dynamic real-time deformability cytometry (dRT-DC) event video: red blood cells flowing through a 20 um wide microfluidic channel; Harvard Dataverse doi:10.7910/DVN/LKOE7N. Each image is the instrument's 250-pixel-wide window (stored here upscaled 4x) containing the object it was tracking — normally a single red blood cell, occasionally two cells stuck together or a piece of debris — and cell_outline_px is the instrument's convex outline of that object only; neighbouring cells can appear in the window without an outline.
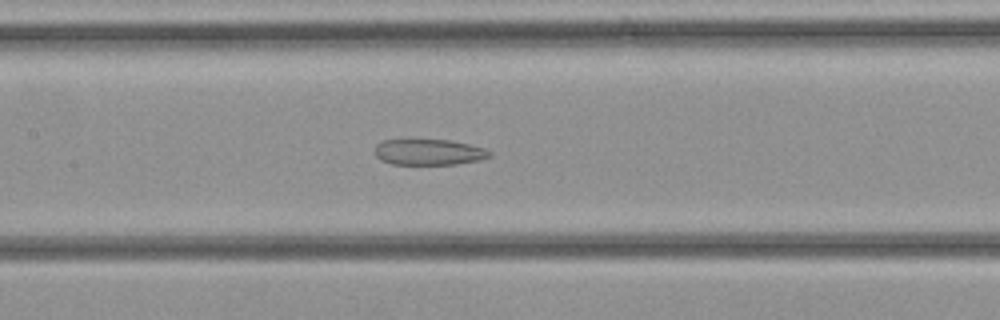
{"species": "common noctule bat (a hibernating species)", "species_latin": "Nyctalus noctula", "temperature_condition": "cold", "stored_images_in_passage": 30, "camera_frame_rate_fps": 3000, "um_per_image_px": 0.085, "animal": {"sex": "female", "body_mass_g": 21.9}, "frame": {"image": 1, "passage_image": 11, "time_ms": 3.333, "image_size_px": [1000, 320], "cell_outline_px": [[492, 156], [480, 160], [456, 164], [392, 164], [380, 160], [376, 156], [376, 144], [384, 140], [452, 140], [484, 148], [492, 152]], "centroid_in_image_um": [36.48, 12.93], "position_along_channel_um": 170.9, "area_um2": 17.28}}
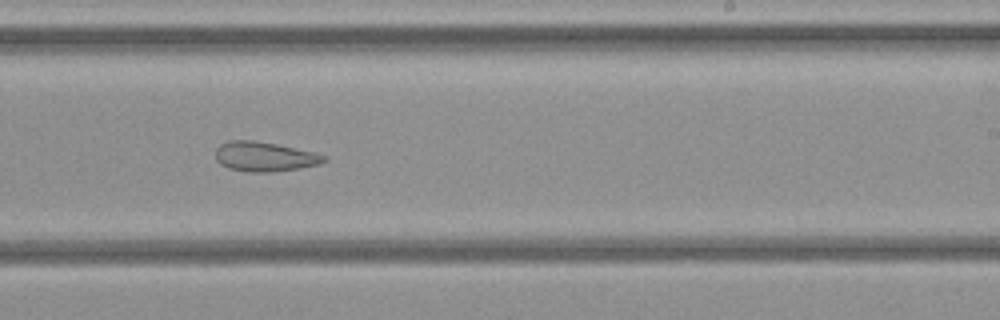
{"frame": {"image": 2, "passage_image": 16, "time_ms": 5.0, "image_size_px": [1000, 320], "cell_outline_px": [[328, 160], [320, 164], [300, 168], [272, 172], [244, 172], [228, 168], [220, 164], [216, 160], [216, 148], [220, 144], [228, 140], [252, 140], [276, 144], [312, 152], [328, 156]], "centroid_in_image_um": [22.47, 13.32], "position_along_channel_um": 266.5, "area_um2": 18.84}}
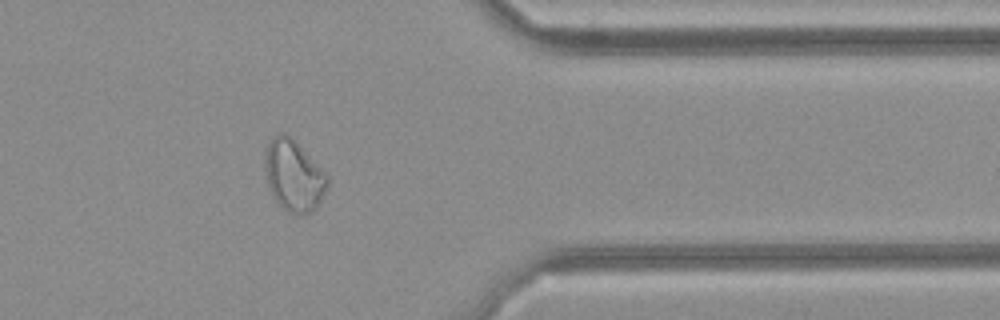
{"frame": {"image": 3, "passage_image": 23, "time_ms": 7.333, "image_size_px": [1000, 320], "cell_outline_px": [[328, 184], [316, 208], [312, 212], [300, 216], [296, 216], [288, 212], [272, 196], [264, 172], [264, 152], [268, 144], [276, 136], [284, 132], [292, 136], [328, 176]], "centroid_in_image_um": [24.95, 14.94], "position_along_channel_um": 386.5, "area_um2": 26.01}}